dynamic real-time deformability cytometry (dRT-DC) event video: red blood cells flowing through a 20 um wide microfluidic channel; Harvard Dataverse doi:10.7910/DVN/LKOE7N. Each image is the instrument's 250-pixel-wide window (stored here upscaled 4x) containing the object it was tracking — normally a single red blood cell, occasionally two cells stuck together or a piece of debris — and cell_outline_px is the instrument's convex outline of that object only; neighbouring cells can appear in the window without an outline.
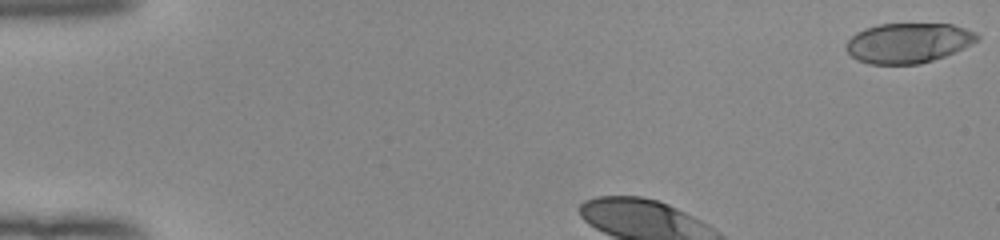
{"species": "human", "species_latin": "Homo sapiens", "temperature_condition": "room temperature", "stored_images_in_passage": 35, "camera_frame_rate_fps": 3000, "um_per_image_px": 0.085, "donor": {"sex": "female"}, "frame": {"image": 1, "passage_image": 1, "time_ms": 0.0, "image_size_px": [1000, 240], "cell_outline_px": [[980, 40], [972, 44], [944, 56], [920, 64], [868, 64], [856, 60], [844, 48], [844, 44], [856, 32], [864, 28], [880, 24], [952, 24], [976, 32], [980, 36]], "centroid_in_image_um": [77.18, 3.65], "position_along_channel_um": 7.8, "area_um2": 30.69}}
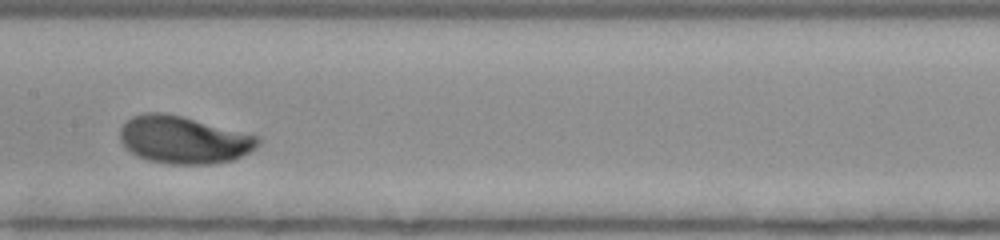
{"frame": {"image": 2, "passage_image": 19, "time_ms": 6.0, "image_size_px": [1000, 240], "cell_outline_px": [[260, 144], [256, 148], [232, 160], [212, 164], [168, 164], [148, 160], [136, 156], [120, 140], [120, 128], [132, 116], [144, 112], [164, 112], [260, 136]], "centroid_in_image_um": [15.61, 11.89], "position_along_channel_um": 191.8, "area_um2": 38.03}}
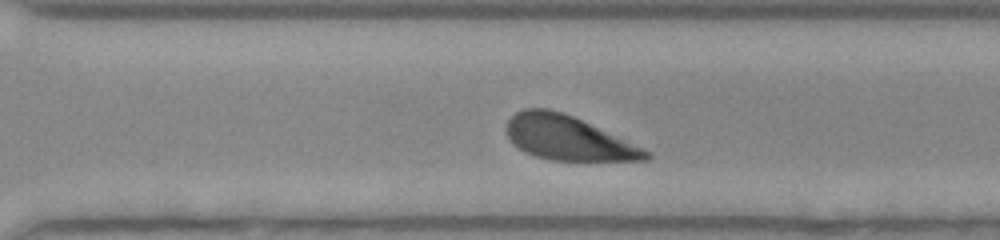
{"frame": {"image": 3, "passage_image": 29, "time_ms": 9.333, "image_size_px": [1000, 240], "cell_outline_px": [[652, 156], [648, 160], [548, 160], [524, 152], [508, 136], [508, 120], [516, 112], [524, 108], [548, 108], [572, 116], [652, 152]], "centroid_in_image_um": [48.29, 11.74], "position_along_channel_um": 322.3, "area_um2": 35.2}, "authors_computed_cell_mechanics": {"area_um2": 37.6856, "velocity_mm_per_s": 3.9188, "shape_relaxation_time_tau1_ms": 2.3246, "shape_relaxation_time_tau2_ms": null, "deformation_change_tau1": 0.1549, "deformation_change_tau2": null}}